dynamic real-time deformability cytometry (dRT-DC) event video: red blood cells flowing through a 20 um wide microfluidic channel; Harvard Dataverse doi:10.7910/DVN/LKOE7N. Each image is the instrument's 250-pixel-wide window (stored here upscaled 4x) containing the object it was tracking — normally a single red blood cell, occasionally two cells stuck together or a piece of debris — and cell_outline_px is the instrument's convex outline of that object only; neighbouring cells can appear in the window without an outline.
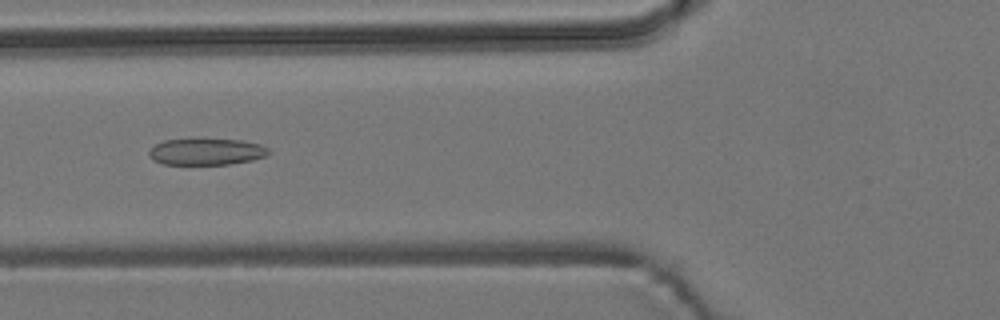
{"species": "common noctule bat (a hibernating species)", "species_latin": "Nyctalus noctula", "temperature_condition": "room temperature", "stored_images_in_passage": 55, "camera_frame_rate_fps": 3000, "um_per_image_px": 0.085, "animal": {"sex": "male", "body_mass_g": 19.2, "forearm_length_mm": 51.8}, "frame": {"image": 1, "passage_image": 21, "time_ms": 6.667, "image_size_px": [1000, 320], "cell_outline_px": [[268, 156], [252, 160], [228, 164], [164, 164], [156, 160], [148, 152], [156, 144], [164, 140], [240, 140], [260, 144], [268, 148]], "centroid_in_image_um": [17.59, 12.9], "position_along_channel_um": 108.2, "area_um2": 17.98}}
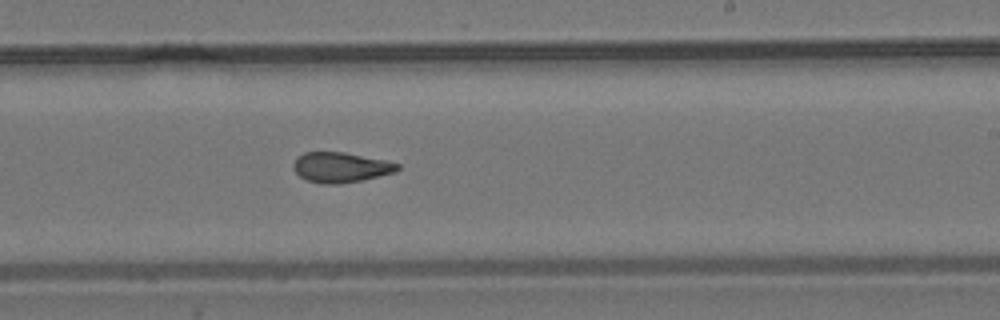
{"frame": {"image": 2, "passage_image": 33, "time_ms": 10.667, "image_size_px": [1000, 320], "cell_outline_px": [[400, 168], [396, 172], [360, 180], [340, 184], [324, 184], [308, 180], [300, 176], [292, 168], [292, 164], [296, 156], [304, 152], [344, 152], [384, 160], [400, 164]], "centroid_in_image_um": [28.93, 14.21], "position_along_channel_um": 260.1, "area_um2": 18.26}}
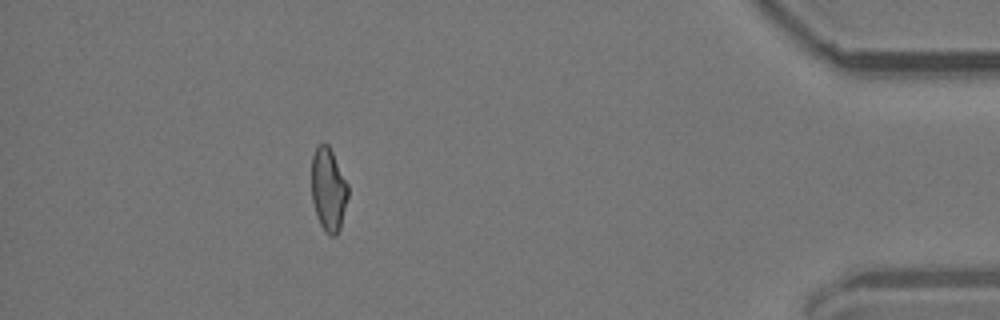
{"frame": {"image": 3, "passage_image": 49, "time_ms": 16.0, "image_size_px": [1000, 320], "cell_outline_px": [[348, 196], [340, 228], [336, 236], [328, 236], [324, 232], [316, 216], [312, 200], [312, 156], [316, 144], [328, 144], [348, 184]], "centroid_in_image_um": [27.9, 16.13], "position_along_channel_um": 407.3, "area_um2": 17.8}, "authors_computed_cell_mechanics": {"area_um2": 18.9006, "velocity_mm_per_s": 3.7959, "shape_relaxation_time_tau1_ms": null, "shape_relaxation_time_tau2_ms": 1.1218, "deformation_change_tau1": null, "deformation_change_tau2": 0.079}}